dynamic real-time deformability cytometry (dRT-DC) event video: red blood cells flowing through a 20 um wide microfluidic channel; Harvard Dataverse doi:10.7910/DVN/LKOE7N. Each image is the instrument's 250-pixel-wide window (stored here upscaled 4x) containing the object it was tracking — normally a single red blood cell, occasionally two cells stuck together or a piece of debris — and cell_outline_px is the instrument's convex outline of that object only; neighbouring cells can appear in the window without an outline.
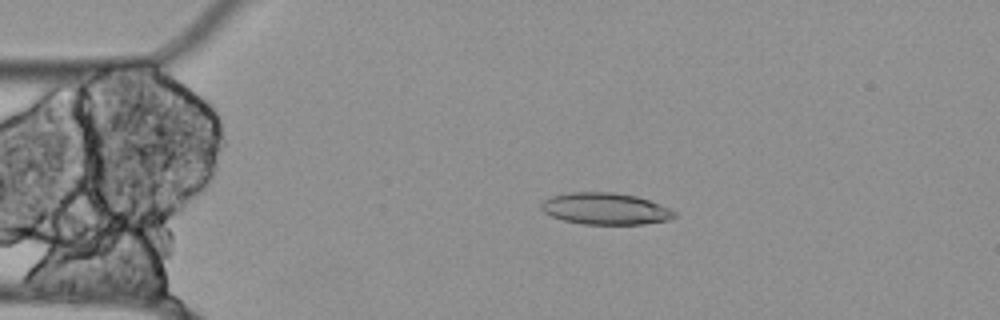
{"species": "Egyptian fruit bat (a non-hibernating species)", "species_latin": "Rousettus aegyptiacus", "temperature_condition": "cold", "stored_images_in_passage": 51, "camera_frame_rate_fps": 3000, "um_per_image_px": 0.085, "animal": {"sex": "female"}, "frame": {"image": 1, "passage_image": 7, "time_ms": 2.0, "image_size_px": [1000, 320], "cell_outline_px": [[676, 216], [668, 220], [644, 224], [584, 224], [564, 220], [552, 216], [544, 212], [540, 208], [540, 204], [544, 200], [552, 196], [572, 192], [612, 192], [636, 196], [660, 204], [676, 212]], "centroid_in_image_um": [51.45, 17.74], "position_along_channel_um": 33.5, "area_um2": 24.45}}
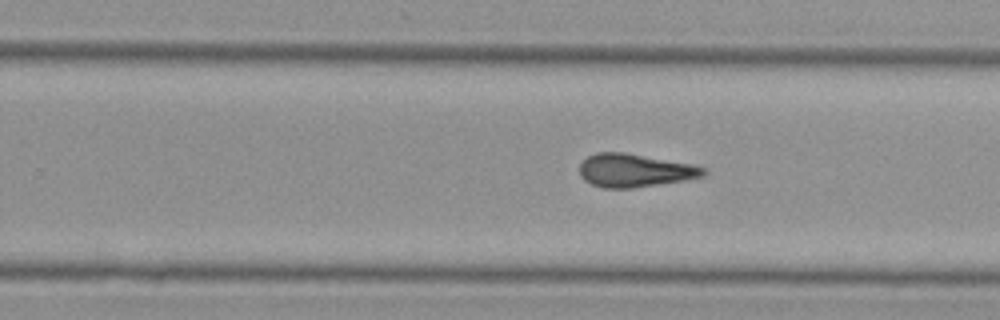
{"frame": {"image": 2, "passage_image": 30, "time_ms": 9.667, "image_size_px": [1000, 320], "cell_outline_px": [[708, 172], [704, 176], [684, 180], [632, 188], [604, 188], [592, 184], [584, 180], [580, 176], [580, 164], [588, 156], [596, 152], [624, 152], [696, 164], [708, 168]], "centroid_in_image_um": [54.0, 14.48], "position_along_channel_um": 275.8, "area_um2": 24.22}}
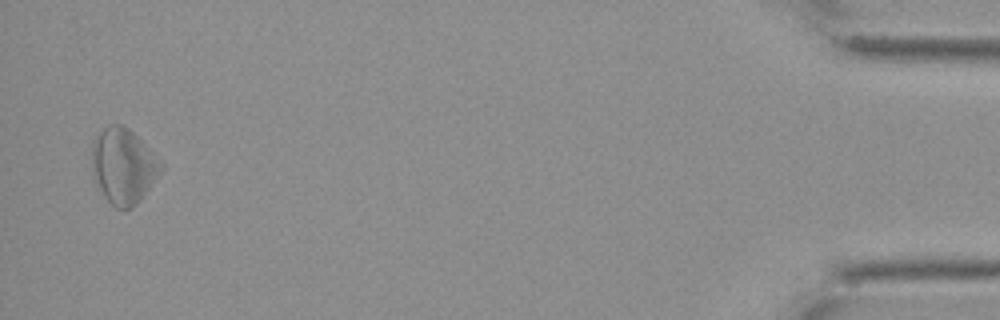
{"frame": {"image": 3, "passage_image": 50, "time_ms": 16.333, "image_size_px": [1000, 320], "cell_outline_px": [[164, 168], [140, 200], [132, 208], [116, 208], [104, 196], [92, 176], [92, 140], [108, 124], [120, 124], [128, 128], [164, 164]], "centroid_in_image_um": [10.47, 14.1], "position_along_channel_um": 424.7, "area_um2": 30.11}}